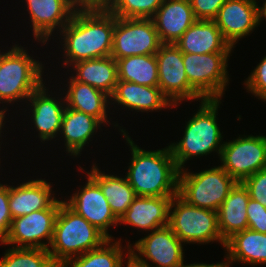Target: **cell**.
I'll return each mask as SVG.
<instances>
[{"mask_svg":"<svg viewBox=\"0 0 266 267\" xmlns=\"http://www.w3.org/2000/svg\"><path fill=\"white\" fill-rule=\"evenodd\" d=\"M219 99H205L200 102L197 113L186 122L182 139L179 142L170 143L172 156L181 170L188 160L193 157L217 152L220 157L223 147V135L217 123ZM222 143V144H221Z\"/></svg>","mask_w":266,"mask_h":267,"instance_id":"cell-3","label":"cell"},{"mask_svg":"<svg viewBox=\"0 0 266 267\" xmlns=\"http://www.w3.org/2000/svg\"><path fill=\"white\" fill-rule=\"evenodd\" d=\"M262 7H258V13H259V23L262 22V19L264 18L266 20V0L263 1Z\"/></svg>","mask_w":266,"mask_h":267,"instance_id":"cell-41","label":"cell"},{"mask_svg":"<svg viewBox=\"0 0 266 267\" xmlns=\"http://www.w3.org/2000/svg\"><path fill=\"white\" fill-rule=\"evenodd\" d=\"M169 226L183 244L219 242L225 246V240L218 227V213L209 209L192 206L178 194L170 205Z\"/></svg>","mask_w":266,"mask_h":267,"instance_id":"cell-7","label":"cell"},{"mask_svg":"<svg viewBox=\"0 0 266 267\" xmlns=\"http://www.w3.org/2000/svg\"><path fill=\"white\" fill-rule=\"evenodd\" d=\"M110 99L111 103L114 101V104L136 112L148 113L174 107L159 87L139 85L124 80H118Z\"/></svg>","mask_w":266,"mask_h":267,"instance_id":"cell-20","label":"cell"},{"mask_svg":"<svg viewBox=\"0 0 266 267\" xmlns=\"http://www.w3.org/2000/svg\"><path fill=\"white\" fill-rule=\"evenodd\" d=\"M86 174L100 186L114 215L120 219L137 197L126 177L105 174L96 163H93L91 170L86 171Z\"/></svg>","mask_w":266,"mask_h":267,"instance_id":"cell-28","label":"cell"},{"mask_svg":"<svg viewBox=\"0 0 266 267\" xmlns=\"http://www.w3.org/2000/svg\"><path fill=\"white\" fill-rule=\"evenodd\" d=\"M242 183L247 188L250 198L266 208V168L247 177Z\"/></svg>","mask_w":266,"mask_h":267,"instance_id":"cell-34","label":"cell"},{"mask_svg":"<svg viewBox=\"0 0 266 267\" xmlns=\"http://www.w3.org/2000/svg\"><path fill=\"white\" fill-rule=\"evenodd\" d=\"M182 53L209 54L232 52L214 21L196 20L175 43Z\"/></svg>","mask_w":266,"mask_h":267,"instance_id":"cell-22","label":"cell"},{"mask_svg":"<svg viewBox=\"0 0 266 267\" xmlns=\"http://www.w3.org/2000/svg\"><path fill=\"white\" fill-rule=\"evenodd\" d=\"M197 20L213 21L227 0H189Z\"/></svg>","mask_w":266,"mask_h":267,"instance_id":"cell-36","label":"cell"},{"mask_svg":"<svg viewBox=\"0 0 266 267\" xmlns=\"http://www.w3.org/2000/svg\"><path fill=\"white\" fill-rule=\"evenodd\" d=\"M87 176L86 184L64 202L108 239H113L108 230L111 226H118L119 219L111 210L100 186L89 175Z\"/></svg>","mask_w":266,"mask_h":267,"instance_id":"cell-14","label":"cell"},{"mask_svg":"<svg viewBox=\"0 0 266 267\" xmlns=\"http://www.w3.org/2000/svg\"><path fill=\"white\" fill-rule=\"evenodd\" d=\"M223 142L221 167L237 182L266 168V136L243 135Z\"/></svg>","mask_w":266,"mask_h":267,"instance_id":"cell-10","label":"cell"},{"mask_svg":"<svg viewBox=\"0 0 266 267\" xmlns=\"http://www.w3.org/2000/svg\"><path fill=\"white\" fill-rule=\"evenodd\" d=\"M130 246H131V244L129 242L128 245L125 247V248H127L126 250L128 251L127 252L128 253L127 254L128 257L125 258L126 262L124 261V263L127 265L126 267H150L149 264L146 265V264H143V263L139 262L134 256H132L130 254ZM124 263H123L122 267H124Z\"/></svg>","mask_w":266,"mask_h":267,"instance_id":"cell-39","label":"cell"},{"mask_svg":"<svg viewBox=\"0 0 266 267\" xmlns=\"http://www.w3.org/2000/svg\"><path fill=\"white\" fill-rule=\"evenodd\" d=\"M118 80L158 87L157 58L154 55H134L116 60Z\"/></svg>","mask_w":266,"mask_h":267,"instance_id":"cell-29","label":"cell"},{"mask_svg":"<svg viewBox=\"0 0 266 267\" xmlns=\"http://www.w3.org/2000/svg\"><path fill=\"white\" fill-rule=\"evenodd\" d=\"M152 20L162 44H175L197 19L189 0H164Z\"/></svg>","mask_w":266,"mask_h":267,"instance_id":"cell-19","label":"cell"},{"mask_svg":"<svg viewBox=\"0 0 266 267\" xmlns=\"http://www.w3.org/2000/svg\"><path fill=\"white\" fill-rule=\"evenodd\" d=\"M77 8H106L111 0H71Z\"/></svg>","mask_w":266,"mask_h":267,"instance_id":"cell-38","label":"cell"},{"mask_svg":"<svg viewBox=\"0 0 266 267\" xmlns=\"http://www.w3.org/2000/svg\"><path fill=\"white\" fill-rule=\"evenodd\" d=\"M12 219L9 210V185L0 183V243L8 236Z\"/></svg>","mask_w":266,"mask_h":267,"instance_id":"cell-37","label":"cell"},{"mask_svg":"<svg viewBox=\"0 0 266 267\" xmlns=\"http://www.w3.org/2000/svg\"><path fill=\"white\" fill-rule=\"evenodd\" d=\"M258 3L256 0H227L213 20L233 49L238 40L260 25Z\"/></svg>","mask_w":266,"mask_h":267,"instance_id":"cell-15","label":"cell"},{"mask_svg":"<svg viewBox=\"0 0 266 267\" xmlns=\"http://www.w3.org/2000/svg\"><path fill=\"white\" fill-rule=\"evenodd\" d=\"M158 66V87L176 107L184 100H205L188 82L183 53L175 44H162L155 54Z\"/></svg>","mask_w":266,"mask_h":267,"instance_id":"cell-12","label":"cell"},{"mask_svg":"<svg viewBox=\"0 0 266 267\" xmlns=\"http://www.w3.org/2000/svg\"><path fill=\"white\" fill-rule=\"evenodd\" d=\"M114 28L115 16L107 8H77L59 32L63 65L110 56Z\"/></svg>","mask_w":266,"mask_h":267,"instance_id":"cell-1","label":"cell"},{"mask_svg":"<svg viewBox=\"0 0 266 267\" xmlns=\"http://www.w3.org/2000/svg\"><path fill=\"white\" fill-rule=\"evenodd\" d=\"M34 39L48 44L52 33L61 31L77 7L71 0H25ZM54 31V32H53ZM50 37V38H49Z\"/></svg>","mask_w":266,"mask_h":267,"instance_id":"cell-16","label":"cell"},{"mask_svg":"<svg viewBox=\"0 0 266 267\" xmlns=\"http://www.w3.org/2000/svg\"><path fill=\"white\" fill-rule=\"evenodd\" d=\"M249 199L247 188L242 182H237L220 205L218 227L225 241L233 234L248 229L246 208Z\"/></svg>","mask_w":266,"mask_h":267,"instance_id":"cell-25","label":"cell"},{"mask_svg":"<svg viewBox=\"0 0 266 267\" xmlns=\"http://www.w3.org/2000/svg\"><path fill=\"white\" fill-rule=\"evenodd\" d=\"M162 42L152 18H118L115 16L113 47L115 60L134 55H154Z\"/></svg>","mask_w":266,"mask_h":267,"instance_id":"cell-9","label":"cell"},{"mask_svg":"<svg viewBox=\"0 0 266 267\" xmlns=\"http://www.w3.org/2000/svg\"><path fill=\"white\" fill-rule=\"evenodd\" d=\"M246 213L248 217V228L266 234V208L258 201L249 199Z\"/></svg>","mask_w":266,"mask_h":267,"instance_id":"cell-35","label":"cell"},{"mask_svg":"<svg viewBox=\"0 0 266 267\" xmlns=\"http://www.w3.org/2000/svg\"><path fill=\"white\" fill-rule=\"evenodd\" d=\"M120 127L126 143L130 146L131 162L126 172V179L136 196H175L178 194L180 169L168 146L154 151H146L134 143L124 128ZM122 128V129H121Z\"/></svg>","mask_w":266,"mask_h":267,"instance_id":"cell-2","label":"cell"},{"mask_svg":"<svg viewBox=\"0 0 266 267\" xmlns=\"http://www.w3.org/2000/svg\"><path fill=\"white\" fill-rule=\"evenodd\" d=\"M6 54V52L4 53V52H2L1 53V50H0V66H1V64H2V59H3V56Z\"/></svg>","mask_w":266,"mask_h":267,"instance_id":"cell-43","label":"cell"},{"mask_svg":"<svg viewBox=\"0 0 266 267\" xmlns=\"http://www.w3.org/2000/svg\"><path fill=\"white\" fill-rule=\"evenodd\" d=\"M173 197L137 196L118 223L150 232L167 226Z\"/></svg>","mask_w":266,"mask_h":267,"instance_id":"cell-18","label":"cell"},{"mask_svg":"<svg viewBox=\"0 0 266 267\" xmlns=\"http://www.w3.org/2000/svg\"><path fill=\"white\" fill-rule=\"evenodd\" d=\"M51 183L44 179L9 185V210L12 218L49 208L56 200ZM53 195V197H52Z\"/></svg>","mask_w":266,"mask_h":267,"instance_id":"cell-21","label":"cell"},{"mask_svg":"<svg viewBox=\"0 0 266 267\" xmlns=\"http://www.w3.org/2000/svg\"><path fill=\"white\" fill-rule=\"evenodd\" d=\"M225 260L229 264H266V234L245 229L233 234L225 242ZM234 261V262H233Z\"/></svg>","mask_w":266,"mask_h":267,"instance_id":"cell-26","label":"cell"},{"mask_svg":"<svg viewBox=\"0 0 266 267\" xmlns=\"http://www.w3.org/2000/svg\"><path fill=\"white\" fill-rule=\"evenodd\" d=\"M180 267H230V264L227 262H219V263H212V264H207V263H193V264H186L184 265V262Z\"/></svg>","mask_w":266,"mask_h":267,"instance_id":"cell-40","label":"cell"},{"mask_svg":"<svg viewBox=\"0 0 266 267\" xmlns=\"http://www.w3.org/2000/svg\"><path fill=\"white\" fill-rule=\"evenodd\" d=\"M0 267H58L48 249L14 248L7 249L0 259Z\"/></svg>","mask_w":266,"mask_h":267,"instance_id":"cell-31","label":"cell"},{"mask_svg":"<svg viewBox=\"0 0 266 267\" xmlns=\"http://www.w3.org/2000/svg\"><path fill=\"white\" fill-rule=\"evenodd\" d=\"M5 112H7V109H6V108H4V109H2V110L0 109V138H1V139H2V137H1L2 134H1V133H2V130H3L2 128H4V124H5V123H3V121H4L5 118H6V117H5V116H6V115H5ZM0 143H1V142H0ZM0 148H1V147H0Z\"/></svg>","mask_w":266,"mask_h":267,"instance_id":"cell-42","label":"cell"},{"mask_svg":"<svg viewBox=\"0 0 266 267\" xmlns=\"http://www.w3.org/2000/svg\"><path fill=\"white\" fill-rule=\"evenodd\" d=\"M15 44L3 56L0 66V103L26 101L43 84L44 66L21 45ZM2 101V102H1Z\"/></svg>","mask_w":266,"mask_h":267,"instance_id":"cell-5","label":"cell"},{"mask_svg":"<svg viewBox=\"0 0 266 267\" xmlns=\"http://www.w3.org/2000/svg\"><path fill=\"white\" fill-rule=\"evenodd\" d=\"M236 183L221 166L199 173L185 168L179 172L178 195L192 206L218 211Z\"/></svg>","mask_w":266,"mask_h":267,"instance_id":"cell-6","label":"cell"},{"mask_svg":"<svg viewBox=\"0 0 266 267\" xmlns=\"http://www.w3.org/2000/svg\"><path fill=\"white\" fill-rule=\"evenodd\" d=\"M101 124L91 115L66 107L59 132V136L63 135L66 152L73 157L79 156Z\"/></svg>","mask_w":266,"mask_h":267,"instance_id":"cell-23","label":"cell"},{"mask_svg":"<svg viewBox=\"0 0 266 267\" xmlns=\"http://www.w3.org/2000/svg\"><path fill=\"white\" fill-rule=\"evenodd\" d=\"M106 240L108 238L101 231L61 200L53 238L48 248L57 266L68 259L98 248Z\"/></svg>","mask_w":266,"mask_h":267,"instance_id":"cell-4","label":"cell"},{"mask_svg":"<svg viewBox=\"0 0 266 267\" xmlns=\"http://www.w3.org/2000/svg\"><path fill=\"white\" fill-rule=\"evenodd\" d=\"M72 77L112 96L118 82L117 62L112 56L82 60L72 64Z\"/></svg>","mask_w":266,"mask_h":267,"instance_id":"cell-27","label":"cell"},{"mask_svg":"<svg viewBox=\"0 0 266 267\" xmlns=\"http://www.w3.org/2000/svg\"><path fill=\"white\" fill-rule=\"evenodd\" d=\"M60 205L61 200L57 199L47 209L13 218L8 236L0 244L11 245L14 248L48 249Z\"/></svg>","mask_w":266,"mask_h":267,"instance_id":"cell-11","label":"cell"},{"mask_svg":"<svg viewBox=\"0 0 266 267\" xmlns=\"http://www.w3.org/2000/svg\"><path fill=\"white\" fill-rule=\"evenodd\" d=\"M121 246V240L108 239L98 248L68 259L58 267H122L127 256Z\"/></svg>","mask_w":266,"mask_h":267,"instance_id":"cell-30","label":"cell"},{"mask_svg":"<svg viewBox=\"0 0 266 267\" xmlns=\"http://www.w3.org/2000/svg\"><path fill=\"white\" fill-rule=\"evenodd\" d=\"M69 78L67 81L69 86L66 85L68 90L64 96L66 107L91 115L104 125L109 124L108 104L113 105L110 104V96L89 84L76 81L72 76Z\"/></svg>","mask_w":266,"mask_h":267,"instance_id":"cell-24","label":"cell"},{"mask_svg":"<svg viewBox=\"0 0 266 267\" xmlns=\"http://www.w3.org/2000/svg\"><path fill=\"white\" fill-rule=\"evenodd\" d=\"M231 52L209 54L183 53L189 84L204 99H219L229 82L228 60Z\"/></svg>","mask_w":266,"mask_h":267,"instance_id":"cell-8","label":"cell"},{"mask_svg":"<svg viewBox=\"0 0 266 267\" xmlns=\"http://www.w3.org/2000/svg\"><path fill=\"white\" fill-rule=\"evenodd\" d=\"M183 246L167 225L136 241L130 246V254L143 264L148 265L150 263L147 261H151L154 266L149 265L150 267H180L185 258Z\"/></svg>","mask_w":266,"mask_h":267,"instance_id":"cell-13","label":"cell"},{"mask_svg":"<svg viewBox=\"0 0 266 267\" xmlns=\"http://www.w3.org/2000/svg\"><path fill=\"white\" fill-rule=\"evenodd\" d=\"M246 89L263 102L266 101V56L244 81Z\"/></svg>","mask_w":266,"mask_h":267,"instance_id":"cell-33","label":"cell"},{"mask_svg":"<svg viewBox=\"0 0 266 267\" xmlns=\"http://www.w3.org/2000/svg\"><path fill=\"white\" fill-rule=\"evenodd\" d=\"M43 84L28 98L31 105L33 125L38 131L41 142L51 141L58 137L64 110L66 108L64 97H52ZM57 98V99H56Z\"/></svg>","mask_w":266,"mask_h":267,"instance_id":"cell-17","label":"cell"},{"mask_svg":"<svg viewBox=\"0 0 266 267\" xmlns=\"http://www.w3.org/2000/svg\"><path fill=\"white\" fill-rule=\"evenodd\" d=\"M164 0H111L106 7L118 18H152Z\"/></svg>","mask_w":266,"mask_h":267,"instance_id":"cell-32","label":"cell"}]
</instances>
